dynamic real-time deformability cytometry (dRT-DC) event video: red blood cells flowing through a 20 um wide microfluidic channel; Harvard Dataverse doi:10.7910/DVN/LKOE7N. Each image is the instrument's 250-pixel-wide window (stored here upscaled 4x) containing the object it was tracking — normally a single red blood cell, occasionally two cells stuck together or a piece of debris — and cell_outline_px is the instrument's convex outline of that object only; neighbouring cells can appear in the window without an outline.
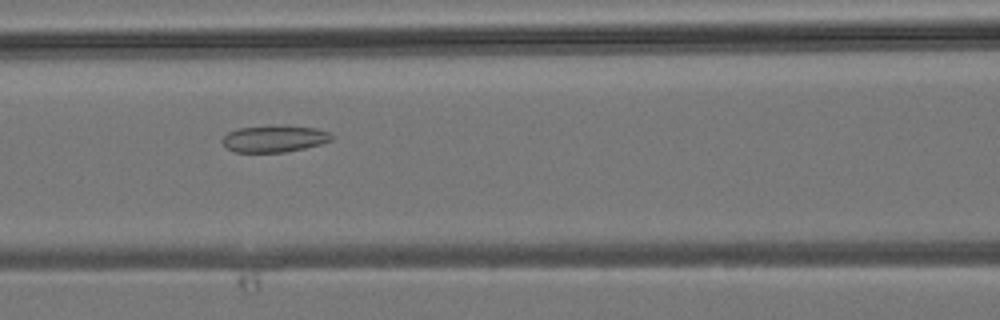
{"species": "common noctule bat (a hibernating species)", "species_latin": "Nyctalus noctula", "temperature_condition": "room temperature", "stored_images_in_passage": 33, "camera_frame_rate_fps": 3000, "um_per_image_px": 0.085, "animal": {"sex": "male", "body_mass_g": 19.2, "forearm_length_mm": 51.8}, "frame": {"image": 1, "passage_image": 9, "time_ms": 2.667, "image_size_px": [1000, 320], "cell_outline_px": [[332, 140], [320, 144], [304, 148], [284, 152], [232, 152], [220, 140], [228, 132], [240, 128], [280, 124], [284, 124], [316, 128], [328, 132], [332, 136]], "centroid_in_image_um": [23.31, 11.77], "position_along_channel_um": 143.3, "area_um2": 17.22}}
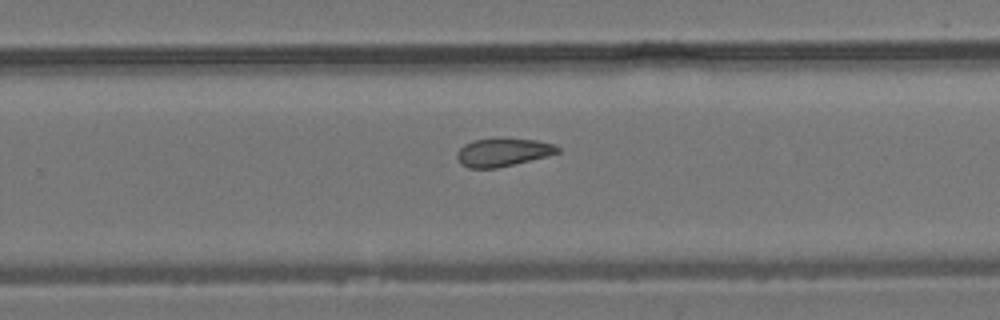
{"frame": {"image": 2, "passage_image": 18, "time_ms": 5.667, "image_size_px": [1000, 320], "cell_outline_px": [[560, 152], [548, 156], [496, 168], [468, 168], [460, 164], [456, 156], [456, 152], [464, 144], [472, 140], [492, 136], [508, 136], [536, 140], [552, 144], [560, 148]], "centroid_in_image_um": [42.71, 12.89], "position_along_channel_um": 287.1, "area_um2": 17.22}}
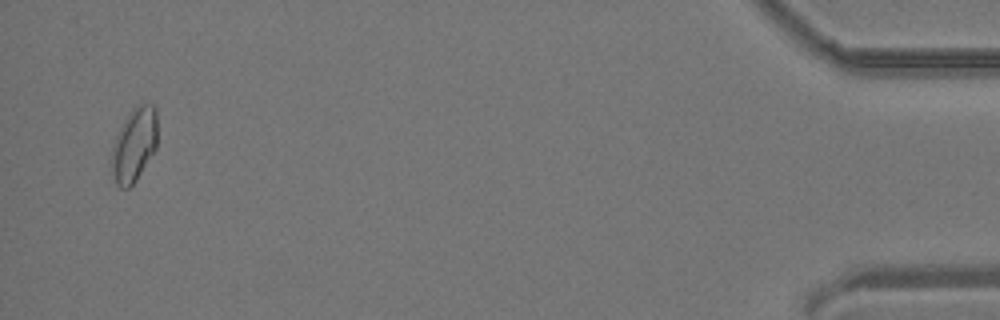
{"frame": {"image": 3, "passage_image": 32, "time_ms": 10.333, "image_size_px": [1000, 320], "cell_outline_px": [[156, 148], [136, 180], [128, 188], [120, 188], [116, 184], [112, 168], [112, 148], [116, 136], [128, 112], [140, 104], [152, 104], [156, 108]], "centroid_in_image_um": [11.4, 12.29], "position_along_channel_um": 423.8, "area_um2": 19.36}}